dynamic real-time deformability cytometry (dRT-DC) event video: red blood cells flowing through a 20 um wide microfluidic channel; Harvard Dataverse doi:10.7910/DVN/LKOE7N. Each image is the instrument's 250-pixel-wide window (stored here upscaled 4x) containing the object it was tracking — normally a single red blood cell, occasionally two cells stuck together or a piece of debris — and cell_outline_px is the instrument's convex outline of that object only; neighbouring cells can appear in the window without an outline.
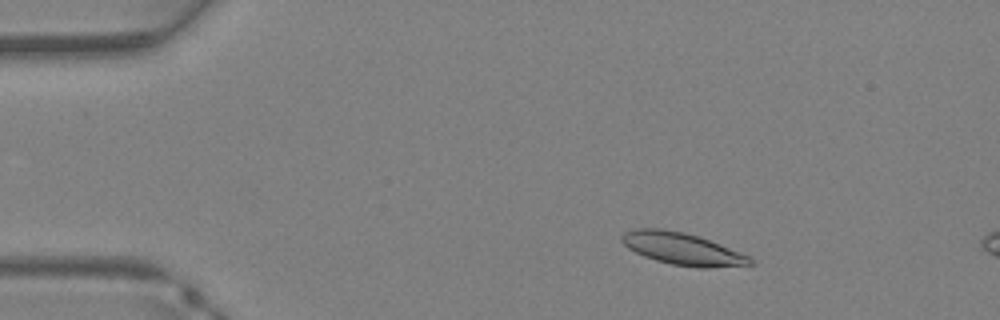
{"species": "Egyptian fruit bat (a non-hibernating species)", "species_latin": "Rousettus aegyptiacus", "temperature_condition": "warm", "stored_images_in_passage": 10, "camera_frame_rate_fps": 3000, "um_per_image_px": 0.085, "animal": {"sex": "female"}, "frame": {"image": 1, "passage_image": 6, "time_ms": 1.667, "image_size_px": [1000, 320], "cell_outline_px": [[756, 264], [708, 268], [696, 268], [672, 264], [656, 260], [644, 256], [628, 248], [620, 240], [620, 236], [624, 232], [632, 228], [660, 228], [684, 232], [720, 244], [740, 252], [748, 256]], "centroid_in_image_um": [57.96, 21.14], "position_along_channel_um": 27.0, "area_um2": 23.99}}